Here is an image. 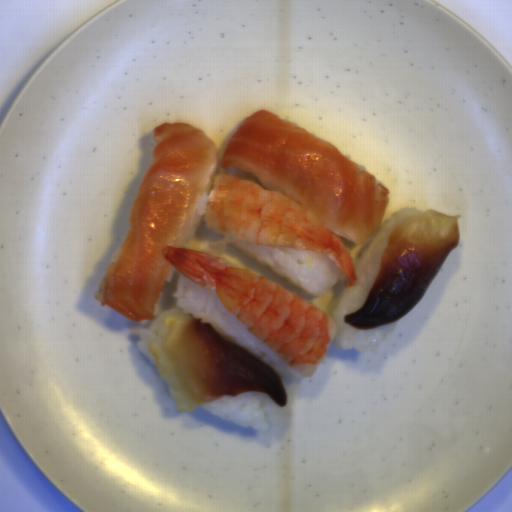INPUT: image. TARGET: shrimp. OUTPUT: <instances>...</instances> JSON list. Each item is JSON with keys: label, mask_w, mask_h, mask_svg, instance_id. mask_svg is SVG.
<instances>
[{"label": "shrimp", "mask_w": 512, "mask_h": 512, "mask_svg": "<svg viewBox=\"0 0 512 512\" xmlns=\"http://www.w3.org/2000/svg\"><path fill=\"white\" fill-rule=\"evenodd\" d=\"M161 255L203 288H212L227 311L290 367L305 377L314 375L339 329L330 315L212 254L166 245Z\"/></svg>", "instance_id": "obj_1"}, {"label": "shrimp", "mask_w": 512, "mask_h": 512, "mask_svg": "<svg viewBox=\"0 0 512 512\" xmlns=\"http://www.w3.org/2000/svg\"><path fill=\"white\" fill-rule=\"evenodd\" d=\"M202 219L211 229L234 240L323 254L346 276L344 287L357 286L354 264L341 239L287 194L219 174L206 198Z\"/></svg>", "instance_id": "obj_2"}]
</instances>
